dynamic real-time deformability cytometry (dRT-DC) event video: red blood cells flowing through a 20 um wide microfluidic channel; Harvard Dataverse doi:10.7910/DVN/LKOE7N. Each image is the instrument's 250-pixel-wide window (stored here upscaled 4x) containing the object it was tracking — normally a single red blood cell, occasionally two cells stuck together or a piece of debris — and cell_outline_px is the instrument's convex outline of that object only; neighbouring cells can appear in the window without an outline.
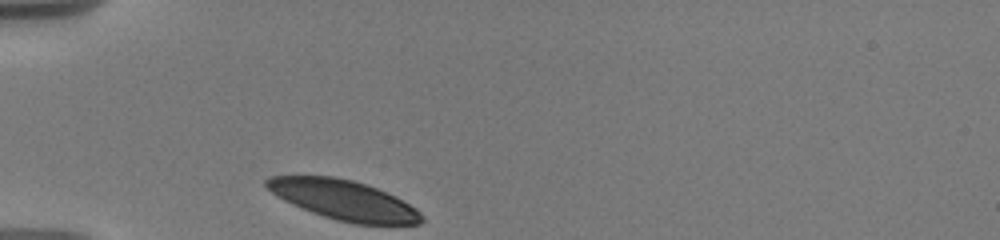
{"species": "human", "species_latin": "Homo sapiens", "temperature_condition": "warm", "stored_images_in_passage": 29, "camera_frame_rate_fps": 3000, "um_per_image_px": 0.085, "donor": {"sex": "male"}, "frame": {"image": 1, "passage_image": 1, "time_ms": 0.0, "image_size_px": [1000, 240], "cell_outline_px": [[424, 220], [420, 224], [356, 224], [336, 220], [312, 212], [292, 204], [276, 196], [264, 184], [264, 180], [272, 176], [332, 176], [352, 180], [368, 184], [396, 196], [416, 208], [424, 216]], "centroid_in_image_um": [29.24, 17.0], "position_along_channel_um": 55.8, "area_um2": 35.95}}
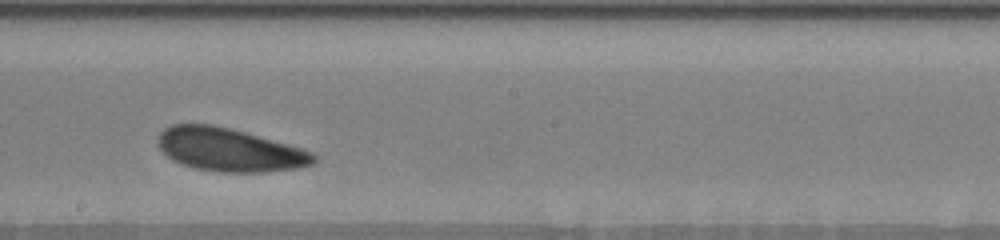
{"frame": {"image": 2, "passage_image": 15, "time_ms": 5.333, "image_size_px": [1000, 240], "cell_outline_px": [[316, 160], [312, 164], [296, 168], [260, 172], [216, 172], [192, 168], [172, 160], [156, 144], [156, 140], [160, 132], [164, 128], [172, 124], [212, 124], [244, 132], [300, 148], [312, 152], [316, 156]], "centroid_in_image_um": [19.43, 12.73], "position_along_channel_um": 228.8, "area_um2": 39.02}}
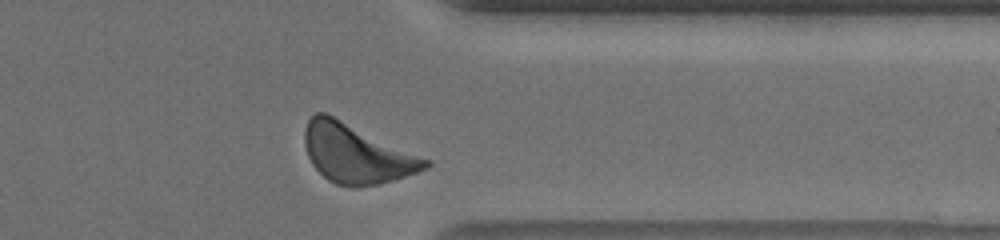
{"frame": {"image": 3, "passage_image": 27, "time_ms": 9.667, "image_size_px": [1000, 240], "cell_outline_px": [[432, 164], [428, 168], [380, 184], [360, 188], [356, 188], [336, 184], [328, 180], [312, 164], [308, 156], [304, 144], [304, 128], [308, 120], [316, 112], [324, 112], [432, 160]], "centroid_in_image_um": [30.3, 13.07], "position_along_channel_um": 381.1, "area_um2": 41.5}, "authors_computed_cell_mechanics": {"area_um2": 39.015, "velocity_mm_per_s": 3.5523, "shape_relaxation_time_tau1_ms": 1.441, "shape_relaxation_time_tau2_ms": 7.6995, "deformation_change_tau1": 0.0786, "deformation_change_tau2": 0.1827}}